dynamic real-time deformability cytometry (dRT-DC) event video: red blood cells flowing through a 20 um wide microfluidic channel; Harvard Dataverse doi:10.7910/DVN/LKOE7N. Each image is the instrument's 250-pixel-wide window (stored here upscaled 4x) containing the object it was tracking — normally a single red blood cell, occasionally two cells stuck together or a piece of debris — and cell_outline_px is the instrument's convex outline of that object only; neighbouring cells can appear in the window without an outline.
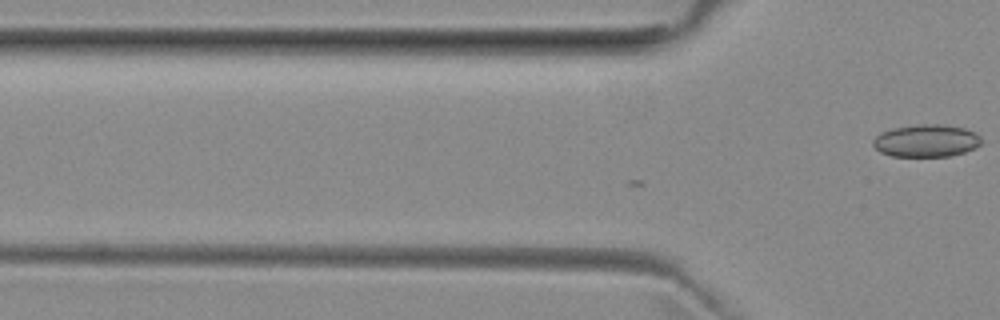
{"species": "common noctule bat (a hibernating species)", "species_latin": "Nyctalus noctula", "temperature_condition": "room temperature", "stored_images_in_passage": 2, "camera_frame_rate_fps": 3000, "um_per_image_px": 0.085, "animal": {"sex": "female", "body_mass_g": 29.2, "forearm_length_mm": 56.3}, "frame": {"image": 1, "passage_image": 2, "time_ms": 0.333, "image_size_px": [1000, 320], "cell_outline_px": [[984, 140], [976, 148], [964, 152], [948, 156], [892, 156], [880, 152], [872, 144], [872, 140], [880, 132], [896, 128], [920, 124], [940, 124], [964, 128], [976, 132]], "centroid_in_image_um": [78.76, 11.96], "position_along_channel_um": 47.0, "area_um2": 20.52}}